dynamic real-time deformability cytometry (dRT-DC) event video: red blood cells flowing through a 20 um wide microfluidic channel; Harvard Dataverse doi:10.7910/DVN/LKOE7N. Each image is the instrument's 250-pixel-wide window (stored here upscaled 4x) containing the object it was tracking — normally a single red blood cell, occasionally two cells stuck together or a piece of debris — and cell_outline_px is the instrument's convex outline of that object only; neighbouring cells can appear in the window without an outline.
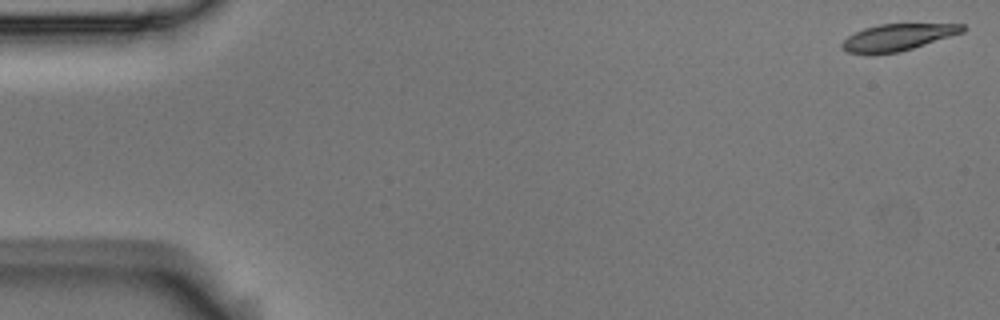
{"species": "Egyptian fruit bat (a non-hibernating species)", "species_latin": "Rousettus aegyptiacus", "temperature_condition": "room temperature", "stored_images_in_passage": 3, "camera_frame_rate_fps": 3000, "um_per_image_px": 0.085, "animal": {"sex": "male"}, "frame": {"image": 1, "passage_image": 1, "time_ms": 0.0, "image_size_px": [1000, 320], "cell_outline_px": [[968, 28], [964, 32], [900, 52], [872, 56], [868, 56], [848, 52], [840, 48], [840, 44], [848, 36], [864, 28], [880, 24], [964, 24]], "centroid_in_image_um": [76.26, 3.2], "position_along_channel_um": 8.7, "area_um2": 19.19}}